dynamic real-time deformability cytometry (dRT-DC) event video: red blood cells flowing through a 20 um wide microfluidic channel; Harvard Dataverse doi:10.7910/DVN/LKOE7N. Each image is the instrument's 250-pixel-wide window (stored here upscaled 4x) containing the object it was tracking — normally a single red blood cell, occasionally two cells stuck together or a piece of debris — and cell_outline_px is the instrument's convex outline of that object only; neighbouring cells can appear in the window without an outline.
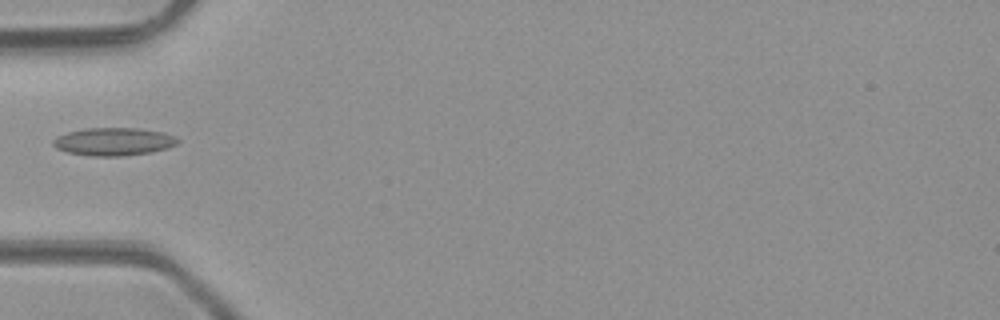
{"species": "common noctule bat (a hibernating species)", "species_latin": "Nyctalus noctula", "temperature_condition": "room temperature", "stored_images_in_passage": 5, "camera_frame_rate_fps": 3000, "um_per_image_px": 0.085, "animal": {"sex": "male", "body_mass_g": 23.1, "forearm_length_mm": 52.7}, "frame": {"image": 1, "passage_image": 5, "time_ms": 4.667, "image_size_px": [1000, 320], "cell_outline_px": [[180, 140], [176, 144], [164, 148], [148, 152], [120, 156], [92, 156], [68, 152], [56, 148], [52, 144], [52, 140], [56, 136], [68, 132], [84, 128], [140, 128], [164, 132], [176, 136]], "centroid_in_image_um": [9.63, 12.02], "position_along_channel_um": 75.4, "area_um2": 20.17}}